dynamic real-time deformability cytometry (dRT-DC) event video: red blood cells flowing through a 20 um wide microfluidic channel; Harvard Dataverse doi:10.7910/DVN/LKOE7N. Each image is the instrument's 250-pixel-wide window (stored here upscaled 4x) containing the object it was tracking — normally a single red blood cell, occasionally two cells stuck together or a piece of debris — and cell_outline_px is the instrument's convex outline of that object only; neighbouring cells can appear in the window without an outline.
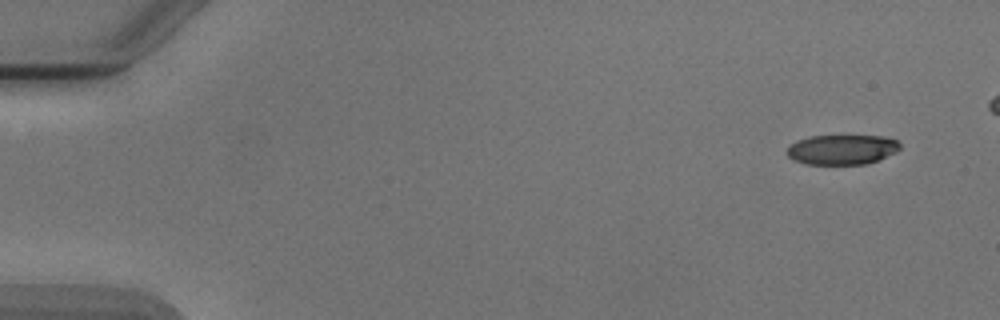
{"species": "Egyptian fruit bat (a non-hibernating species)", "species_latin": "Rousettus aegyptiacus", "temperature_condition": "cold", "stored_images_in_passage": 7, "camera_frame_rate_fps": 3000, "um_per_image_px": 0.085, "animal": {"sex": "male"}, "frame": {"image": 1, "passage_image": 1, "time_ms": 0.0, "image_size_px": [1000, 320], "cell_outline_px": [[900, 148], [896, 152], [868, 164], [808, 164], [796, 160], [788, 156], [788, 148], [796, 140], [808, 136], [880, 136], [896, 140], [900, 144]], "centroid_in_image_um": [71.58, 12.71], "position_along_channel_um": 13.4, "area_um2": 19.48}}
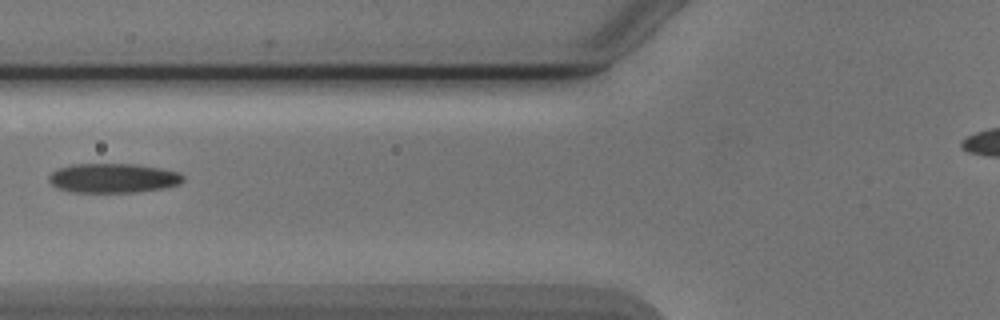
{"frame": {"image": 2, "passage_image": 6, "time_ms": 6.0, "image_size_px": [1000, 320], "cell_outline_px": [[184, 180], [180, 184], [164, 188], [136, 192], [68, 192], [56, 188], [48, 180], [48, 176], [56, 168], [68, 164], [136, 164], [160, 168], [180, 172], [184, 176]], "centroid_in_image_um": [9.59, 15.13], "position_along_channel_um": 116.2, "area_um2": 23.35}}
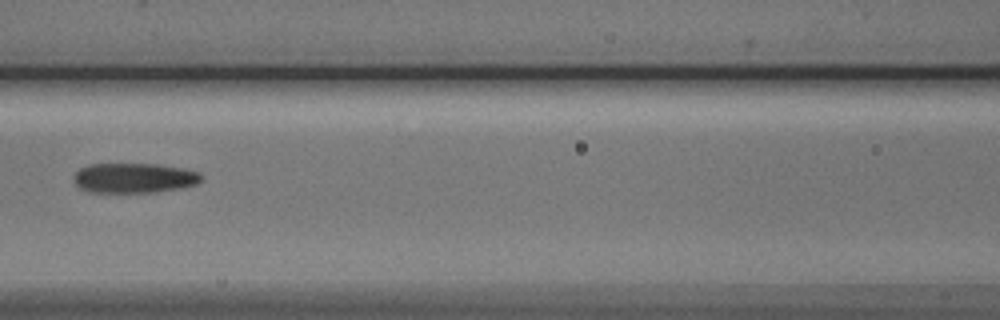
{"frame": {"image": 3, "passage_image": 7, "time_ms": 7.0, "image_size_px": [1000, 320], "cell_outline_px": [[204, 176], [196, 184], [180, 188], [156, 192], [92, 192], [80, 188], [72, 180], [72, 176], [80, 168], [88, 164], [156, 164], [184, 168], [200, 172]], "centroid_in_image_um": [11.4, 15.12], "position_along_channel_um": 155.2, "area_um2": 22.37}}